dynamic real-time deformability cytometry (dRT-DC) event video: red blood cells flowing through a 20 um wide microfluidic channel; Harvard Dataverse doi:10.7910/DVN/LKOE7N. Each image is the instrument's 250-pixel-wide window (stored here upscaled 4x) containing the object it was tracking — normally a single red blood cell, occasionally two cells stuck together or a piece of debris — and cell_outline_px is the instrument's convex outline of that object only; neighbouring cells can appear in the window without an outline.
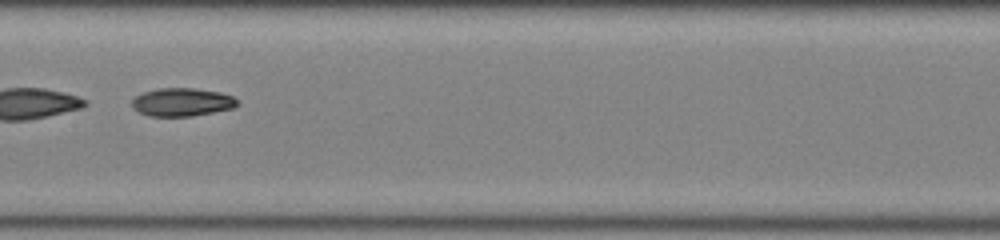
{"species": "common noctule bat (a hibernating species)", "species_latin": "Nyctalus noctula", "temperature_condition": "room temperature", "stored_images_in_passage": 31, "camera_frame_rate_fps": 3000, "um_per_image_px": 0.085, "animal": {"sex": "female", "body_mass_g": 22.0, "forearm_length_mm": 56.7}, "frame": {"image": 1, "passage_image": 10, "time_ms": 3.0, "image_size_px": [1000, 240], "cell_outline_px": [[236, 104], [232, 108], [212, 112], [188, 116], [148, 116], [132, 108], [132, 100], [136, 96], [144, 92], [160, 88], [192, 88], [220, 92], [232, 96], [236, 100]], "centroid_in_image_um": [15.42, 8.68], "position_along_channel_um": 192.0, "area_um2": 16.99}}